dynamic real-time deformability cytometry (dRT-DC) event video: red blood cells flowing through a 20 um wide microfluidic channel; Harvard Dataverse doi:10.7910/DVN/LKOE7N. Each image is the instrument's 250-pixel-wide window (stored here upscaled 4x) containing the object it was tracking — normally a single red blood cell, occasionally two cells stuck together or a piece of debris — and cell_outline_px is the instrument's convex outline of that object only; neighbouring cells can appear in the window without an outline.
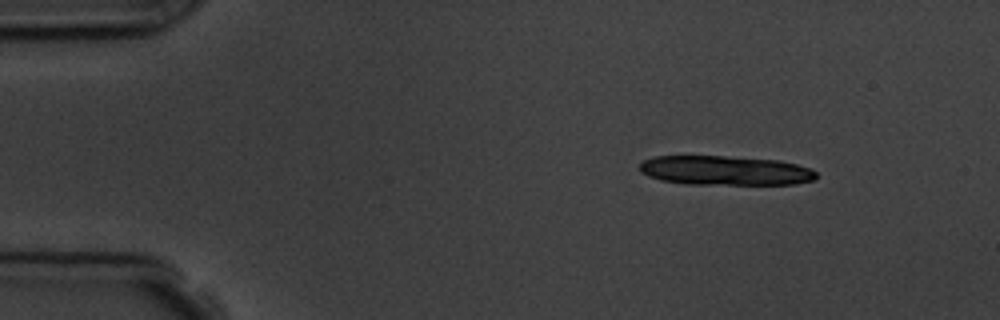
{"species": "common noctule bat (a hibernating species)", "species_latin": "Nyctalus noctula", "temperature_condition": "room temperature", "stored_images_in_passage": 7, "segment_of_instrument_passage": [1, 2], "camera_frame_rate_fps": 3000, "um_per_image_px": 0.085, "animal": {"sex": "male", "body_mass_g": 19.5, "forearm_length_mm": 54.6}, "frame": {"image": 1, "passage_image": 1, "time_ms": 0.0, "image_size_px": [1000, 320], "cell_outline_px": [[816, 180], [796, 184], [688, 184], [660, 180], [648, 176], [640, 172], [640, 164], [644, 160], [652, 156], [724, 156], [780, 160], [812, 168], [816, 172]], "centroid_in_image_um": [61.66, 14.49], "position_along_channel_um": 23.3, "area_um2": 30.46}}